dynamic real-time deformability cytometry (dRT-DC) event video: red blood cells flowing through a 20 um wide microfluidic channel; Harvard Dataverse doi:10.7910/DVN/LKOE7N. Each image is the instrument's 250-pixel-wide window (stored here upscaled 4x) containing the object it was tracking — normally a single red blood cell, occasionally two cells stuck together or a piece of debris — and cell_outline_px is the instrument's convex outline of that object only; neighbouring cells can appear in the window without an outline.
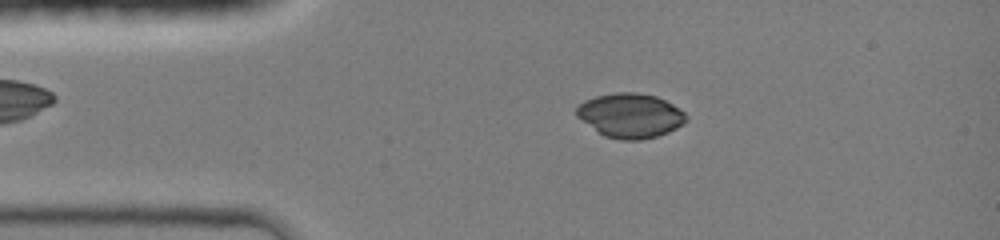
{"species": "common noctule bat (a hibernating species)", "species_latin": "Nyctalus noctula", "temperature_condition": "room temperature", "stored_images_in_passage": 20, "camera_frame_rate_fps": 3000, "um_per_image_px": 0.085, "animal": {"sex": "female", "body_mass_g": 19.0, "forearm_length_mm": 51.5}, "frame": {"image": 1, "passage_image": 10, "time_ms": 2.667, "image_size_px": [1000, 240], "cell_outline_px": [[688, 120], [684, 124], [668, 132], [656, 136], [640, 140], [620, 140], [604, 136], [576, 116], [576, 108], [584, 100], [596, 96], [616, 92], [636, 92], [656, 96], [672, 104], [684, 112], [688, 116]], "centroid_in_image_um": [53.59, 9.82], "position_along_channel_um": 31.4, "area_um2": 28.38}}
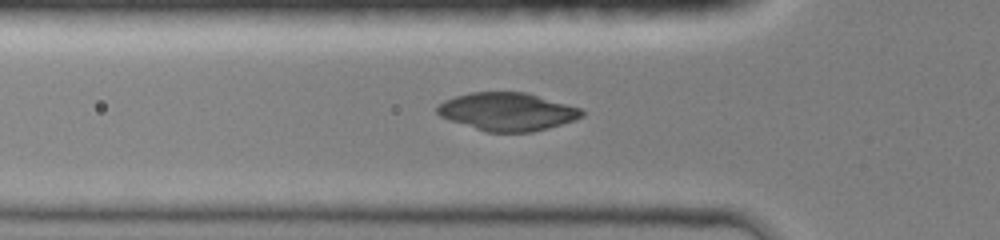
{"frame": {"image": 2, "passage_image": 17, "time_ms": 4.667, "image_size_px": [1000, 240], "cell_outline_px": [[584, 116], [576, 120], [548, 128], [532, 132], [484, 132], [440, 116], [436, 112], [436, 108], [444, 100], [468, 92], [524, 92], [580, 108], [584, 112]], "centroid_in_image_um": [43.11, 9.5], "position_along_channel_um": 82.7, "area_um2": 31.91}}
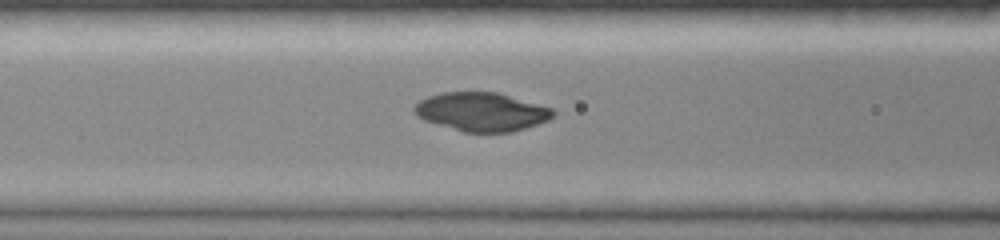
{"frame": {"image": 3, "passage_image": 20, "time_ms": 5.667, "image_size_px": [1000, 240], "cell_outline_px": [[556, 116], [548, 120], [512, 132], [464, 132], [424, 120], [416, 116], [412, 112], [412, 108], [420, 100], [428, 96], [444, 92], [500, 92], [552, 108], [556, 112]], "centroid_in_image_um": [40.94, 9.49], "position_along_channel_um": 125.7, "area_um2": 31.39}}